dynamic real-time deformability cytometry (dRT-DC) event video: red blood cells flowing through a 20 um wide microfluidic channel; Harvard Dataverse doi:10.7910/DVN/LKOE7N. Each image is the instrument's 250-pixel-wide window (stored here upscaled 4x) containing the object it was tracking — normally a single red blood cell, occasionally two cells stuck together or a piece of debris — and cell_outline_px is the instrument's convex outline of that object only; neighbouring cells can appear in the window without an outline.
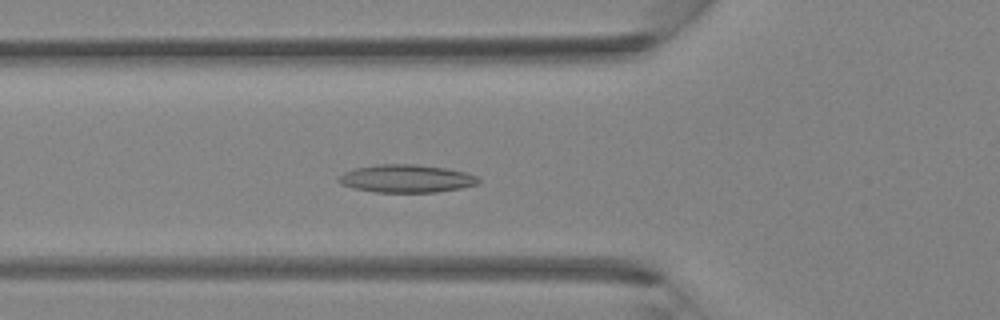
{"species": "Egyptian fruit bat (a non-hibernating species)", "species_latin": "Rousettus aegyptiacus", "temperature_condition": "room temperature", "stored_images_in_passage": 42, "camera_frame_rate_fps": 3000, "um_per_image_px": 0.085, "animal": {"sex": "female"}, "frame": {"image": 1, "passage_image": 15, "time_ms": 4.667, "image_size_px": [1000, 320], "cell_outline_px": [[480, 180], [476, 184], [460, 188], [436, 192], [376, 192], [352, 188], [340, 184], [336, 180], [344, 172], [356, 168], [380, 164], [416, 164], [444, 168], [464, 172], [476, 176]], "centroid_in_image_um": [34.49, 15.18], "position_along_channel_um": 91.3, "area_um2": 22.54}}
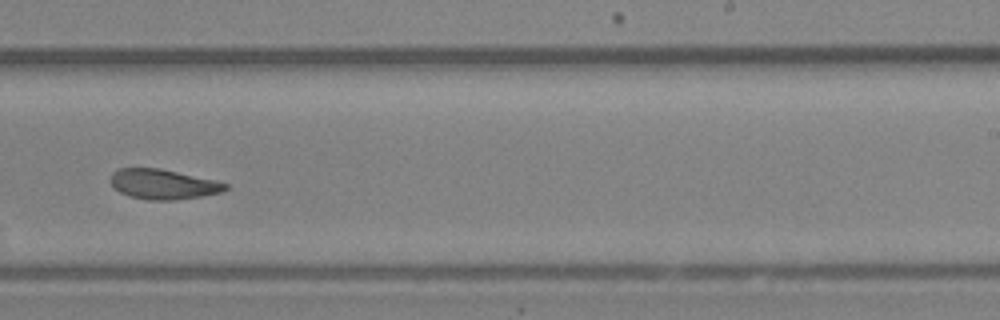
{"frame": {"image": 2, "passage_image": 26, "time_ms": 8.333, "image_size_px": [1000, 320], "cell_outline_px": [[228, 188], [220, 192], [200, 196], [172, 200], [148, 200], [132, 196], [120, 192], [108, 180], [112, 172], [120, 168], [160, 168], [212, 180], [228, 184]], "centroid_in_image_um": [13.81, 15.65], "position_along_channel_um": 275.2, "area_um2": 19.71}}
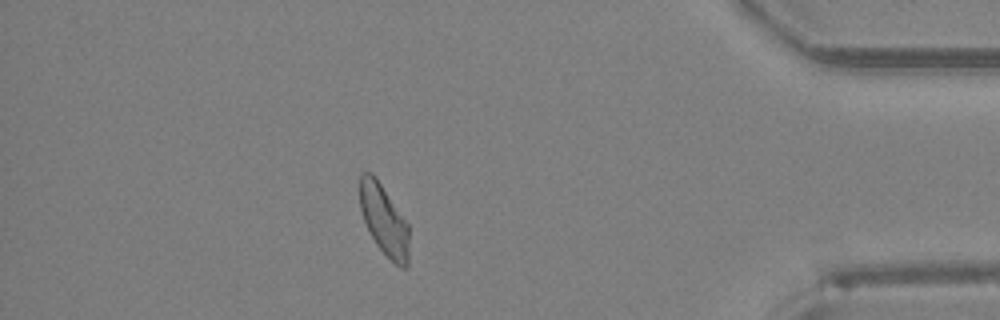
{"frame": {"image": 3, "passage_image": 36, "time_ms": 11.667, "image_size_px": [1000, 320], "cell_outline_px": [[408, 264], [404, 268], [400, 268], [376, 244], [364, 220], [360, 208], [360, 172], [372, 172], [376, 176], [408, 224]], "centroid_in_image_um": [32.63, 18.66], "position_along_channel_um": 402.6, "area_um2": 19.94}}